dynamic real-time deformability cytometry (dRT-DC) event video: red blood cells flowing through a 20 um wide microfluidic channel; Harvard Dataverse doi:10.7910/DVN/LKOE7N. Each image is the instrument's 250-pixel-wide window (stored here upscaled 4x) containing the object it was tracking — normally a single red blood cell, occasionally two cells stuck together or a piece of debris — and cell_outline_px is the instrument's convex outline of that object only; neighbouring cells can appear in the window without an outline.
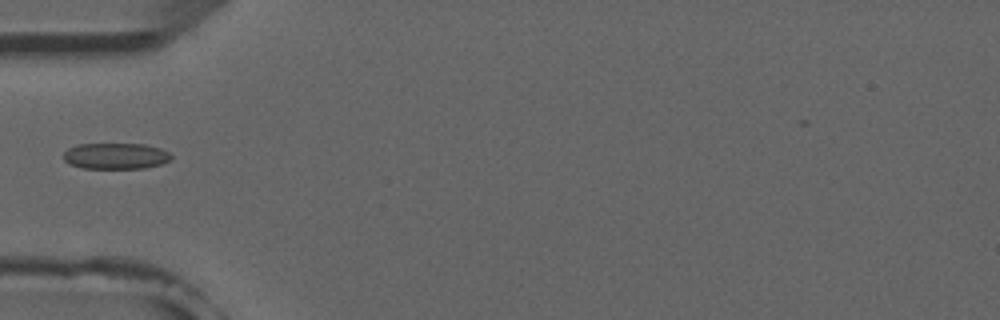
{"species": "common noctule bat (a hibernating species)", "species_latin": "Nyctalus noctula", "temperature_condition": "room temperature", "stored_images_in_passage": 5, "camera_frame_rate_fps": 3000, "um_per_image_px": 0.085, "animal": {"sex": "male", "forearm_length_mm": 52.5}, "frame": {"image": 1, "passage_image": 5, "time_ms": 5.333, "image_size_px": [1000, 320], "cell_outline_px": [[172, 160], [160, 164], [144, 168], [84, 168], [68, 164], [64, 160], [64, 152], [68, 148], [76, 144], [144, 144], [160, 148], [168, 152], [172, 156]], "centroid_in_image_um": [9.83, 13.26], "position_along_channel_um": 75.2, "area_um2": 16.42}}